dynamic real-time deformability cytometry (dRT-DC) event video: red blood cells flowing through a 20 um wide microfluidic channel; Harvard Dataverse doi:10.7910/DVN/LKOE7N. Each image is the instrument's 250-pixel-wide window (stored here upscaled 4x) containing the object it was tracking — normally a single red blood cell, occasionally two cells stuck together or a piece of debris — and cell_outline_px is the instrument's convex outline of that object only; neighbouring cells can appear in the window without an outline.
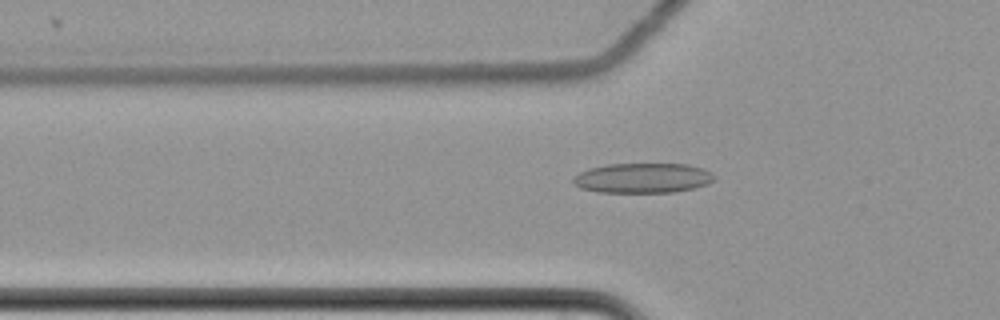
{"species": "common noctule bat (a hibernating species)", "species_latin": "Nyctalus noctula", "temperature_condition": "cold", "stored_images_in_passage": 61, "camera_frame_rate_fps": 3000, "um_per_image_px": 0.085, "animal": {"sex": "female", "body_mass_g": 22.7, "forearm_length_mm": 54.2}, "frame": {"image": 1, "passage_image": 22, "time_ms": 7.0, "image_size_px": [1000, 320], "cell_outline_px": [[716, 176], [708, 184], [692, 188], [672, 192], [596, 192], [580, 188], [572, 184], [572, 176], [588, 168], [608, 164], [688, 164], [704, 168], [712, 172]], "centroid_in_image_um": [54.6, 15.13], "position_along_channel_um": 71.2, "area_um2": 24.8}}
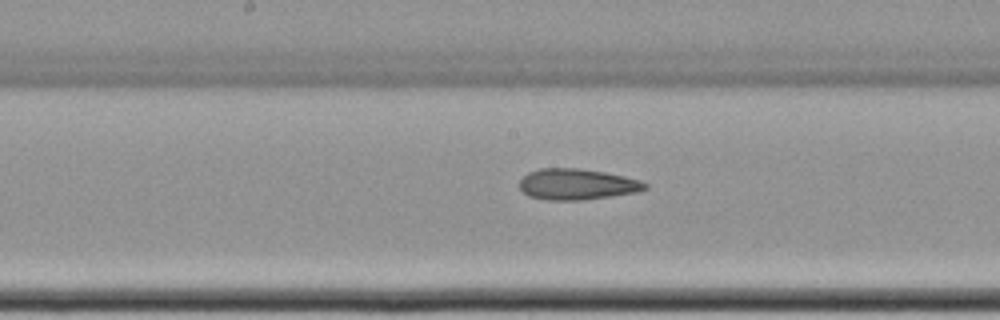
{"frame": {"image": 2, "passage_image": 33, "time_ms": 10.667, "image_size_px": [1000, 320], "cell_outline_px": [[648, 188], [640, 192], [584, 200], [548, 200], [528, 196], [520, 188], [520, 180], [528, 172], [540, 168], [580, 168], [604, 172], [624, 176], [640, 180], [648, 184]], "centroid_in_image_um": [49.07, 15.66], "position_along_channel_um": 199.1, "area_um2": 22.83}}
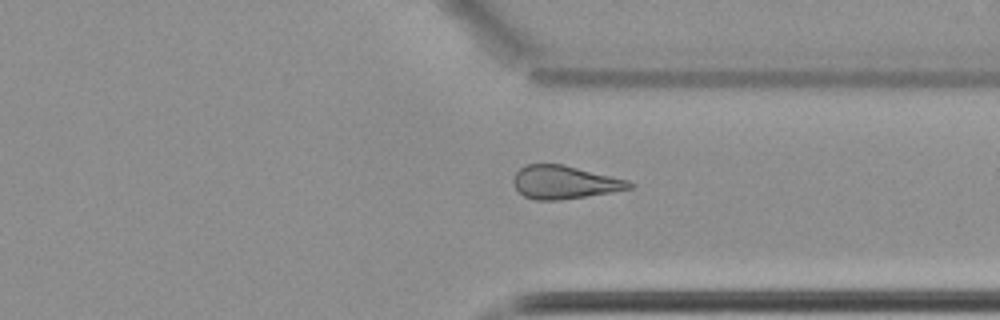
{"frame": {"image": 3, "passage_image": 47, "time_ms": 15.333, "image_size_px": [1000, 320], "cell_outline_px": [[636, 184], [632, 188], [560, 200], [536, 200], [524, 196], [516, 188], [512, 180], [516, 172], [520, 168], [528, 164], [564, 164], [628, 180]], "centroid_in_image_um": [47.97, 15.48], "position_along_channel_um": 363.4, "area_um2": 22.25}, "authors_computed_cell_mechanics": {"area_um2": 23.7558, "velocity_mm_per_s": 3.5126, "shape_relaxation_time_tau1_ms": null, "shape_relaxation_time_tau2_ms": 6.0596, "deformation_change_tau1": null, "deformation_change_tau2": 0.1497}}